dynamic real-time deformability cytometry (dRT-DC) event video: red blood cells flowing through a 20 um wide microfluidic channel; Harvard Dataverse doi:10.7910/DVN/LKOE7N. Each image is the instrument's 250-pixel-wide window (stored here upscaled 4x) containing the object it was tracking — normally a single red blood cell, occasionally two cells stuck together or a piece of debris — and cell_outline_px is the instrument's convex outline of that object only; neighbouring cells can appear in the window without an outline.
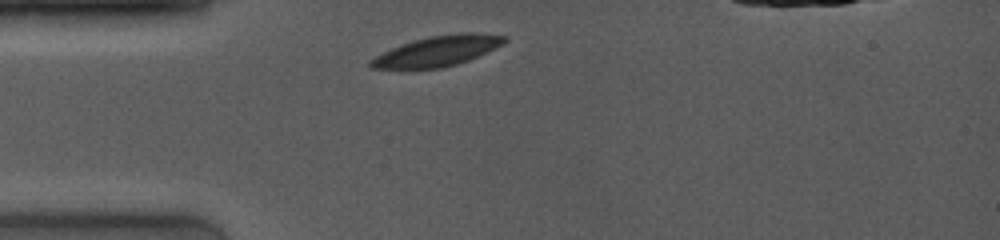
{"species": "common noctule bat (a hibernating species)", "species_latin": "Nyctalus noctula", "temperature_condition": "room temperature", "stored_images_in_passage": 7, "camera_frame_rate_fps": 4000, "um_per_image_px": 0.085, "animal": {"sex": "female", "body_mass_g": 19.0, "forearm_length_mm": 53.3}, "frame": {"image": 1, "passage_image": 1, "time_ms": 0.0, "image_size_px": [1000, 240], "cell_outline_px": [[508, 40], [504, 44], [468, 60], [456, 64], [440, 68], [368, 68], [368, 60], [392, 48], [428, 36], [464, 32], [468, 32], [508, 36]], "centroid_in_image_um": [37.21, 4.33], "position_along_channel_um": 47.8, "area_um2": 23.24}}